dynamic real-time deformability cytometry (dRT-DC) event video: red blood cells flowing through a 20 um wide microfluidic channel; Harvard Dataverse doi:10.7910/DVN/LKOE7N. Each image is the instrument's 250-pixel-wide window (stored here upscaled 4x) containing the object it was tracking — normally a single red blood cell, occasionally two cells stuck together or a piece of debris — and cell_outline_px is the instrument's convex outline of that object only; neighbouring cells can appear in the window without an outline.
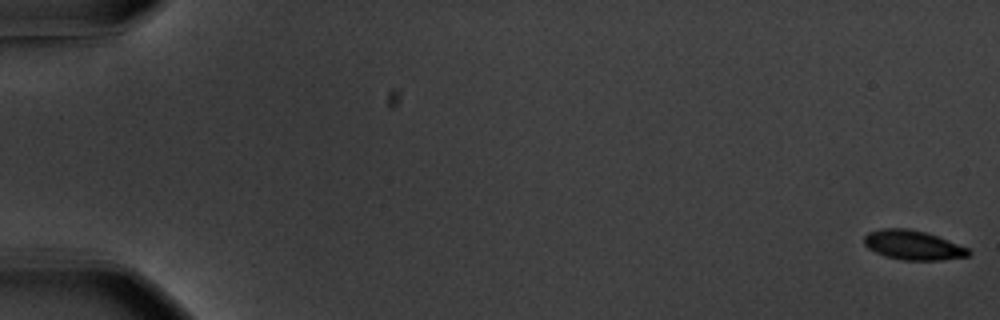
{"species": "common noctule bat (a hibernating species)", "species_latin": "Nyctalus noctula", "temperature_condition": "warm", "stored_images_in_passage": 58, "segment_of_instrument_passage": [1, 2], "camera_frame_rate_fps": 3000, "um_per_image_px": 0.085, "animal": {"sex": "male", "body_mass_g": 20.1, "forearm_length_mm": 53.5}, "frame": {"image": 1, "passage_image": 1, "time_ms": 0.0, "image_size_px": [1000, 320], "cell_outline_px": [[972, 252], [968, 256], [940, 260], [904, 260], [884, 256], [868, 248], [864, 244], [864, 236], [868, 232], [880, 228], [908, 228], [924, 232], [936, 236], [968, 248]], "centroid_in_image_um": [77.57, 20.83], "position_along_channel_um": 7.4, "area_um2": 17.8}}
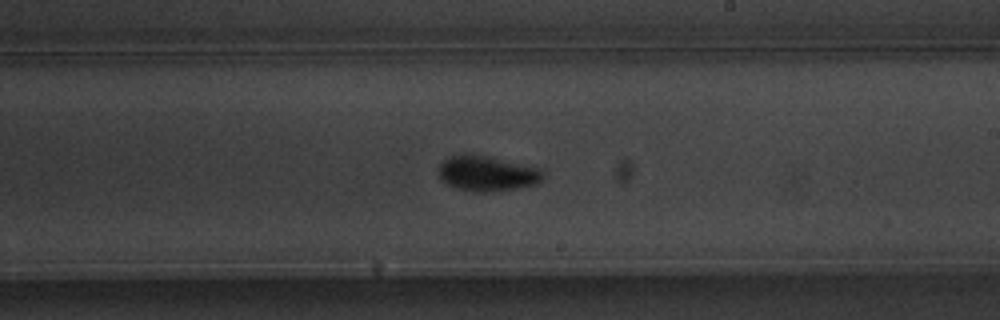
{"frame": {"image": 2, "passage_image": 35, "time_ms": 11.333, "image_size_px": [1000, 320], "cell_outline_px": [[544, 176], [536, 184], [516, 188], [488, 192], [484, 192], [460, 188], [448, 184], [440, 180], [440, 164], [448, 156], [464, 152], [488, 156], [540, 168], [544, 172]], "centroid_in_image_um": [41.4, 14.71], "position_along_channel_um": 247.6, "area_um2": 21.33}}
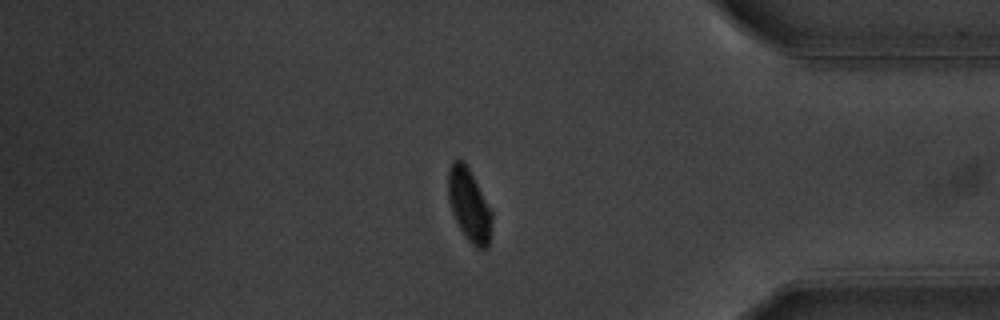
{"frame": {"image": 3, "passage_image": 49, "time_ms": 16.0, "image_size_px": [1000, 320], "cell_outline_px": [[492, 220], [488, 248], [476, 248], [464, 236], [452, 212], [448, 200], [448, 172], [452, 160], [464, 160], [492, 212]], "centroid_in_image_um": [39.86, 17.43], "position_along_channel_um": 395.3, "area_um2": 18.32}}